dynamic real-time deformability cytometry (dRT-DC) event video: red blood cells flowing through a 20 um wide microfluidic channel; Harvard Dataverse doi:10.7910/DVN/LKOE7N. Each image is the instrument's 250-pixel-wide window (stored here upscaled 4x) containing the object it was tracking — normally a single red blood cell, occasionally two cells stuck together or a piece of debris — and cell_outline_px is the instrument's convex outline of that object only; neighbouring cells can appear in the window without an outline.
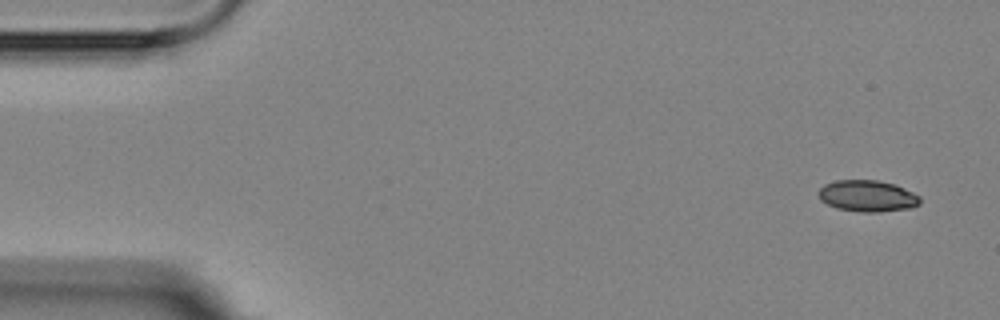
{"species": "Egyptian fruit bat (a non-hibernating species)", "species_latin": "Rousettus aegyptiacus", "temperature_condition": "room temperature", "stored_images_in_passage": 6, "camera_frame_rate_fps": 3000, "um_per_image_px": 0.085, "animal": {"sex": "female"}, "frame": {"image": 1, "passage_image": 1, "time_ms": 0.0, "image_size_px": [1000, 320], "cell_outline_px": [[920, 204], [912, 208], [880, 212], [860, 212], [836, 208], [820, 200], [816, 192], [824, 184], [836, 180], [876, 180], [896, 184], [920, 196]], "centroid_in_image_um": [73.72, 16.66], "position_along_channel_um": 11.3, "area_um2": 18.84}}
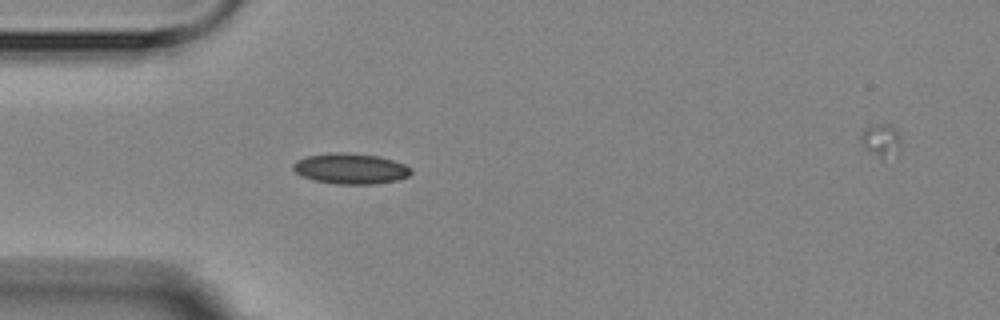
{"frame": {"image": 2, "passage_image": 5, "time_ms": 4.333, "image_size_px": [1000, 320], "cell_outline_px": [[412, 172], [408, 176], [396, 180], [376, 184], [336, 184], [312, 180], [296, 172], [292, 168], [292, 164], [296, 160], [308, 156], [336, 152], [344, 152], [380, 156], [404, 164], [412, 168]], "centroid_in_image_um": [29.8, 14.33], "position_along_channel_um": 55.2, "area_um2": 21.04}}